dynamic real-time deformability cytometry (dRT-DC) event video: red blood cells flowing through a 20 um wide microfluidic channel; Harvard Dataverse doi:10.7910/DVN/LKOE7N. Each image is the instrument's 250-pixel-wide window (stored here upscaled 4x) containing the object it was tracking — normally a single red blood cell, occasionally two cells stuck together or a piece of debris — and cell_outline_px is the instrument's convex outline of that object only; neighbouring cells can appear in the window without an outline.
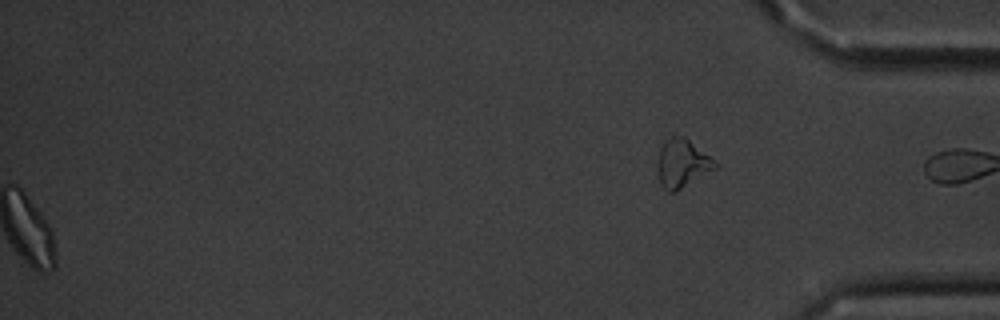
{"species": "common noctule bat (a hibernating species)", "species_latin": "Nyctalus noctula", "temperature_condition": "cold", "stored_images_in_passage": 55, "segment_of_instrument_passage": [2, 2], "camera_frame_rate_fps": 3000, "um_per_image_px": 0.085, "animal": {"sex": "male", "body_mass_g": 20.1, "forearm_length_mm": 53.5}, "frame": {"image": 1, "passage_image": 55, "time_ms": 18.0, "image_size_px": [1000, 320], "cell_outline_px": [[716, 168], [676, 192], [668, 192], [660, 184], [656, 172], [656, 160], [660, 148], [664, 140], [672, 136], [684, 136], [716, 160]], "centroid_in_image_um": [57.94, 13.89], "position_along_channel_um": 377.3, "area_um2": 16.53}}